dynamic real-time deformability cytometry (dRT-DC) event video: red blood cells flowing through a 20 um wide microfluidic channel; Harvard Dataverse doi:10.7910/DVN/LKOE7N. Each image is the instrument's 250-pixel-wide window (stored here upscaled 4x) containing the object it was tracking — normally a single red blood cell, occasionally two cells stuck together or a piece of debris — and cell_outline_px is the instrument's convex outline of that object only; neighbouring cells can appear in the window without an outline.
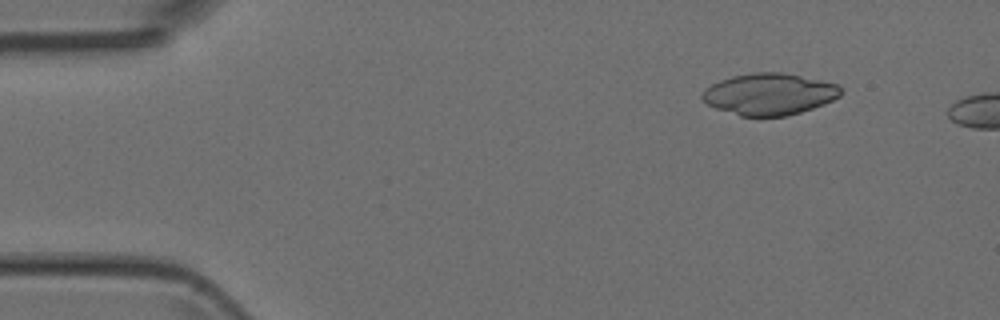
{"species": "Egyptian fruit bat (a non-hibernating species)", "species_latin": "Rousettus aegyptiacus", "temperature_condition": "room temperature", "stored_images_in_passage": 3, "camera_frame_rate_fps": 3000, "um_per_image_px": 0.085, "animal": {"sex": "female"}, "frame": {"image": 1, "passage_image": 2, "time_ms": 1.333, "image_size_px": [1000, 320], "cell_outline_px": [[844, 92], [840, 96], [824, 104], [800, 112], [784, 116], [740, 116], [716, 108], [708, 104], [700, 96], [704, 88], [720, 80], [732, 76], [752, 72], [784, 72], [840, 84]], "centroid_in_image_um": [65.41, 7.98], "position_along_channel_um": 19.6, "area_um2": 33.81}}